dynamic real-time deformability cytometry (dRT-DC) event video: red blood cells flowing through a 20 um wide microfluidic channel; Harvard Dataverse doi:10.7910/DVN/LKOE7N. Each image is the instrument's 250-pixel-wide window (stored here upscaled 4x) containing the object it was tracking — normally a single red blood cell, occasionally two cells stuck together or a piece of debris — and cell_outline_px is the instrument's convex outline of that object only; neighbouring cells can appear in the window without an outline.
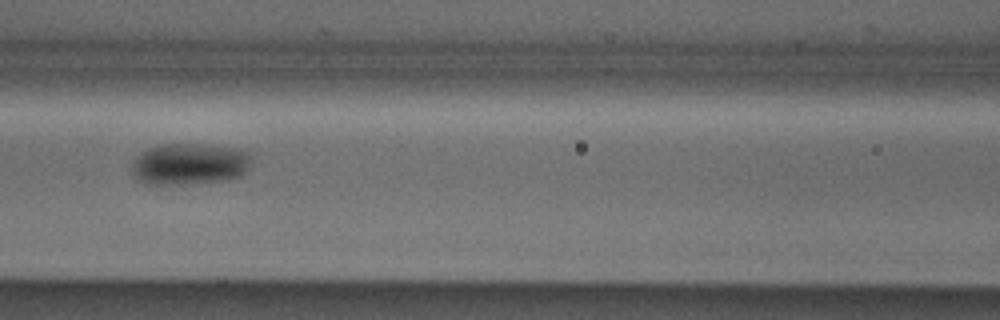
{"species": "Egyptian fruit bat (a non-hibernating species)", "species_latin": "Rousettus aegyptiacus", "temperature_condition": "cold", "stored_images_in_passage": 6, "camera_frame_rate_fps": 3000, "um_per_image_px": 0.085, "animal": {"sex": "male"}, "frame": {"image": 1, "passage_image": 6, "time_ms": 1.667, "image_size_px": [1000, 320], "cell_outline_px": [[252, 156], [248, 168], [240, 176], [224, 180], [180, 184], [148, 184], [140, 180], [132, 172], [132, 164], [136, 156], [140, 152], [148, 148], [160, 144], [208, 144], [232, 148], [252, 152]], "centroid_in_image_um": [16.11, 13.92], "position_along_channel_um": 150.5, "area_um2": 28.96}}